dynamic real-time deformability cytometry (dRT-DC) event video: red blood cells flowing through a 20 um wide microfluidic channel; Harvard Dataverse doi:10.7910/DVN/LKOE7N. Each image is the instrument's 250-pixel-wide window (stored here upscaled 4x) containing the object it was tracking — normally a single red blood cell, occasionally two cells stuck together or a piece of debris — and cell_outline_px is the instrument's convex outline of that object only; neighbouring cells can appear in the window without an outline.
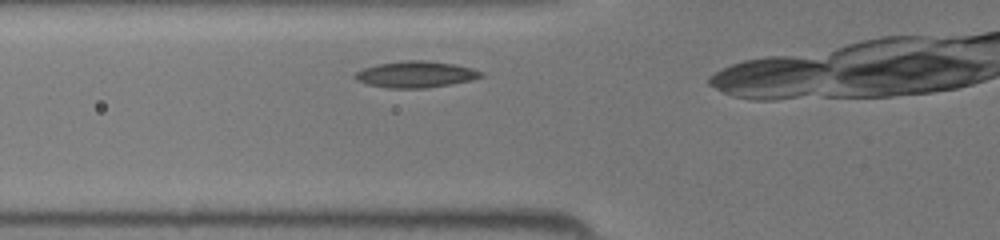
{"species": "common noctule bat (a hibernating species)", "species_latin": "Nyctalus noctula", "temperature_condition": "room temperature", "stored_images_in_passage": 7, "camera_frame_rate_fps": 3000, "um_per_image_px": 0.085, "animal": {"sex": "female", "body_mass_g": 19.5, "forearm_length_mm": 54.1}, "frame": {"image": 1, "passage_image": 4, "time_ms": 1.0, "image_size_px": [1000, 240], "cell_outline_px": [[484, 76], [472, 80], [428, 88], [388, 88], [368, 84], [356, 80], [352, 76], [356, 72], [364, 68], [376, 64], [404, 60], [424, 60], [456, 64], [472, 68], [484, 72]], "centroid_in_image_um": [35.35, 6.32], "position_along_channel_um": 90.4, "area_um2": 19.54}}